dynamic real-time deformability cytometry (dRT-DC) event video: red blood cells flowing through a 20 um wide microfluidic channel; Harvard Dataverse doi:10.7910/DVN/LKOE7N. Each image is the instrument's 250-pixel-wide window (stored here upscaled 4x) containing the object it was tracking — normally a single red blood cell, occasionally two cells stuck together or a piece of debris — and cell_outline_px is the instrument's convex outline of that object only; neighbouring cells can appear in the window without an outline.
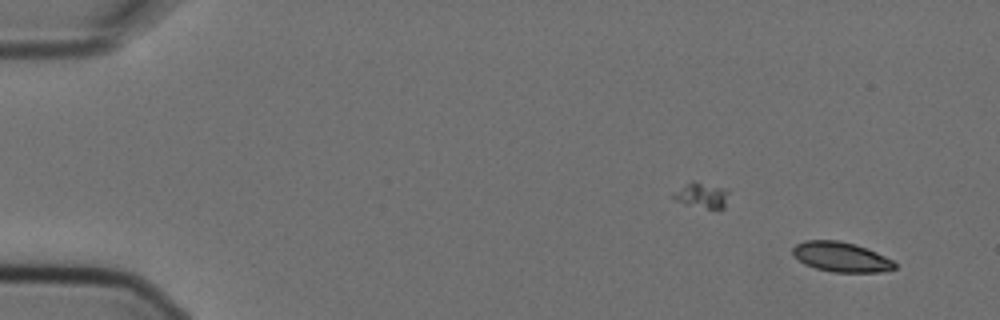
{"species": "Egyptian fruit bat (a non-hibernating species)", "species_latin": "Rousettus aegyptiacus", "temperature_condition": "cold", "stored_images_in_passage": 3, "camera_frame_rate_fps": 3000, "um_per_image_px": 0.085, "animal": {"sex": "female"}, "frame": {"image": 1, "passage_image": 3, "time_ms": 0.667, "image_size_px": [1000, 320], "cell_outline_px": [[896, 268], [884, 272], [832, 272], [816, 268], [804, 264], [792, 252], [792, 248], [796, 244], [804, 240], [840, 240], [856, 244], [876, 252], [892, 260], [896, 264]], "centroid_in_image_um": [71.5, 21.83], "position_along_channel_um": 13.5, "area_um2": 17.74}}